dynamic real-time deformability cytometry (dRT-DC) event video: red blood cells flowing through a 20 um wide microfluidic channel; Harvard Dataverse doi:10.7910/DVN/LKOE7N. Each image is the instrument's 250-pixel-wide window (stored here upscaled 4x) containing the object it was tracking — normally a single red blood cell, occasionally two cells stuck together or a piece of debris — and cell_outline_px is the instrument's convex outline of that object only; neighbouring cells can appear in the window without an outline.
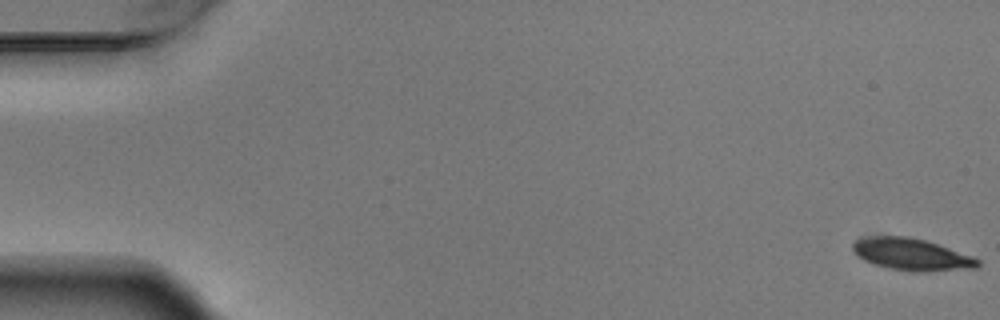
{"species": "Egyptian fruit bat (a non-hibernating species)", "species_latin": "Rousettus aegyptiacus", "temperature_condition": "warm", "stored_images_in_passage": 4, "camera_frame_rate_fps": 3000, "um_per_image_px": 0.085, "animal": {"sex": "male"}, "frame": {"image": 1, "passage_image": 1, "time_ms": 0.0, "image_size_px": [1000, 320], "cell_outline_px": [[980, 264], [976, 268], [924, 272], [912, 272], [888, 268], [864, 260], [852, 252], [852, 244], [856, 240], [868, 236], [908, 236], [924, 240], [972, 256], [980, 260]], "centroid_in_image_um": [77.46, 21.63], "position_along_channel_um": 7.5, "area_um2": 23.24}}